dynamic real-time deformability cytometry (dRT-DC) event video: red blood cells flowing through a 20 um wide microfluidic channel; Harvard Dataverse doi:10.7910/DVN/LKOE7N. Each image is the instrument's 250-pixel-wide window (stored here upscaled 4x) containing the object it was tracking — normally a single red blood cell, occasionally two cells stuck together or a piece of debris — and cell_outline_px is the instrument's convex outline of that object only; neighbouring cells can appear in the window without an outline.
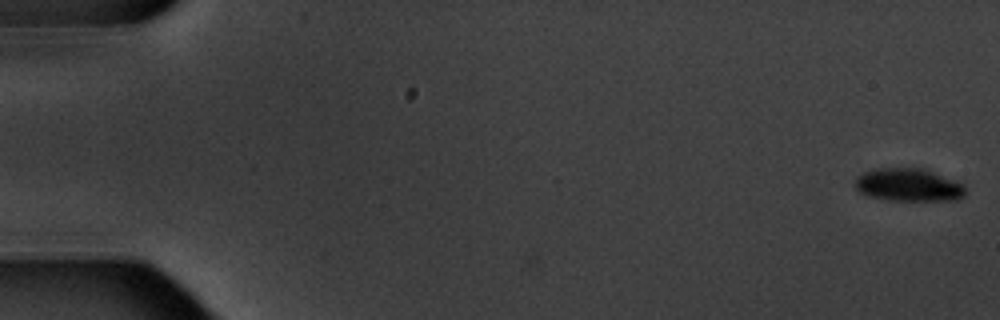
{"species": "common noctule bat (a hibernating species)", "species_latin": "Nyctalus noctula", "temperature_condition": "warm", "stored_images_in_passage": 7, "camera_frame_rate_fps": 3000, "um_per_image_px": 0.085, "animal": {"sex": "male", "body_mass_g": 20.1, "forearm_length_mm": 53.5}, "frame": {"image": 1, "passage_image": 1, "time_ms": 0.0, "image_size_px": [1000, 320], "cell_outline_px": [[964, 196], [960, 200], [892, 200], [868, 196], [860, 192], [856, 188], [856, 176], [864, 172], [876, 168], [924, 168], [964, 184]], "centroid_in_image_um": [77.23, 15.71], "position_along_channel_um": 7.8, "area_um2": 21.1}}
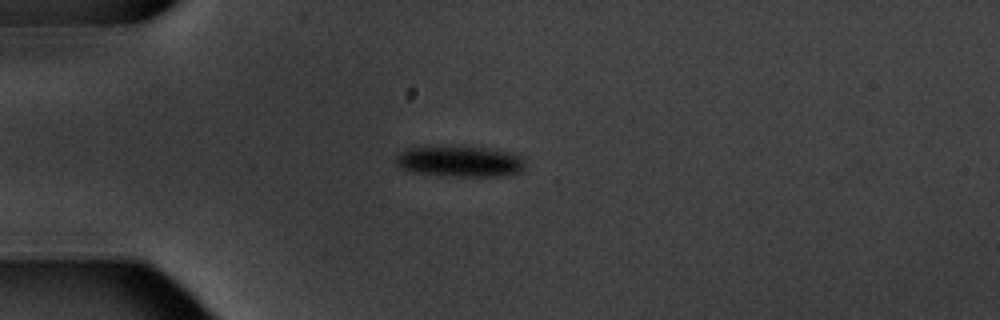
{"frame": {"image": 2, "passage_image": 5, "time_ms": 5.0, "image_size_px": [1000, 320], "cell_outline_px": [[524, 164], [520, 172], [504, 176], [452, 176], [412, 172], [400, 168], [396, 164], [396, 156], [400, 152], [408, 148], [428, 144], [488, 148], [516, 152], [524, 160]], "centroid_in_image_um": [39.06, 13.68], "position_along_channel_um": 45.9, "area_um2": 24.04}}
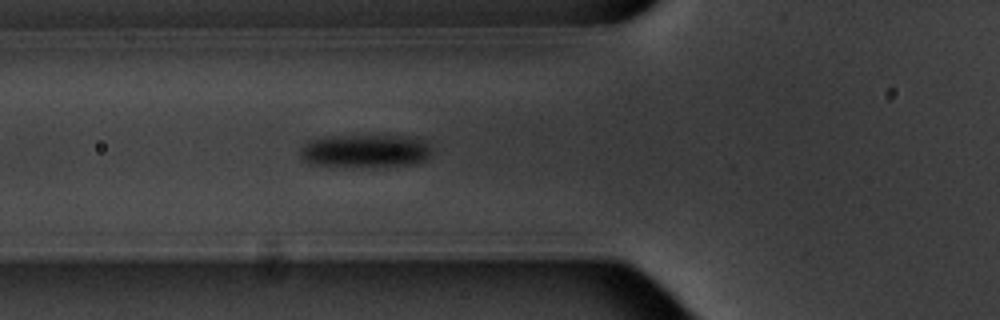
{"frame": {"image": 3, "passage_image": 7, "time_ms": 7.0, "image_size_px": [1000, 320], "cell_outline_px": [[432, 156], [416, 164], [312, 164], [304, 160], [300, 156], [300, 148], [308, 140], [332, 136], [396, 136], [424, 140], [428, 144], [432, 152]], "centroid_in_image_um": [31.05, 12.79], "position_along_channel_um": 94.7, "area_um2": 24.22}}